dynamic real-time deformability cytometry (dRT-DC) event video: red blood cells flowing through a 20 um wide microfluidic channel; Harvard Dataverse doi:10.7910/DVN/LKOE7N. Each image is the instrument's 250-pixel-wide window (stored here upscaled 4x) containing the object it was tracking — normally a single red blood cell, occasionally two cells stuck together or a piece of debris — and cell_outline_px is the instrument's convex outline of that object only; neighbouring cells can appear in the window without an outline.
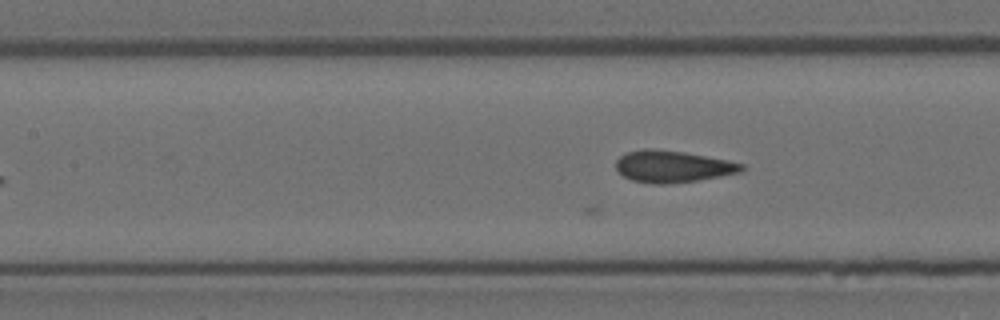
{"species": "Egyptian fruit bat (a non-hibernating species)", "species_latin": "Rousettus aegyptiacus", "temperature_condition": "room temperature", "stored_images_in_passage": 27, "camera_frame_rate_fps": 3000, "um_per_image_px": 0.085, "animal": {"sex": "female"}, "frame": {"image": 1, "passage_image": 12, "time_ms": 3.667, "image_size_px": [1000, 320], "cell_outline_px": [[744, 168], [740, 172], [696, 180], [668, 184], [652, 184], [632, 180], [624, 176], [616, 168], [616, 160], [620, 156], [628, 152], [644, 148], [652, 148], [684, 152], [728, 160], [744, 164]], "centroid_in_image_um": [57.15, 14.14], "position_along_channel_um": 150.3, "area_um2": 23.12}}
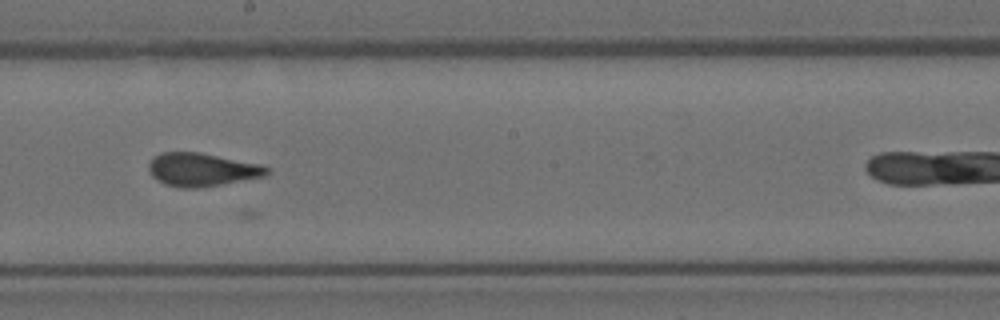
{"frame": {"image": 2, "passage_image": 18, "time_ms": 5.667, "image_size_px": [1000, 320], "cell_outline_px": [[272, 168], [264, 176], [220, 184], [196, 188], [180, 188], [164, 184], [156, 180], [152, 176], [148, 168], [148, 164], [152, 156], [160, 152], [200, 152], [260, 164]], "centroid_in_image_um": [17.11, 14.41], "position_along_channel_um": 231.1, "area_um2": 22.95}}
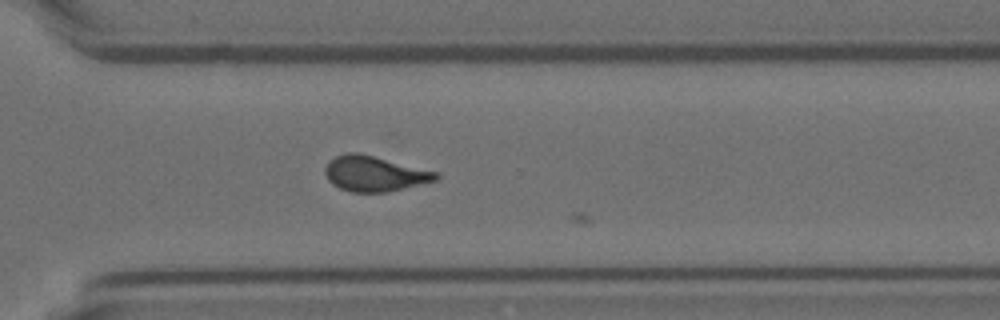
{"frame": {"image": 3, "passage_image": 26, "time_ms": 8.333, "image_size_px": [1000, 320], "cell_outline_px": [[440, 176], [436, 180], [388, 192], [352, 192], [340, 188], [332, 184], [328, 180], [324, 172], [324, 168], [328, 160], [336, 156], [348, 152], [356, 152], [440, 172]], "centroid_in_image_um": [31.82, 14.76], "position_along_channel_um": 338.8, "area_um2": 22.83}}